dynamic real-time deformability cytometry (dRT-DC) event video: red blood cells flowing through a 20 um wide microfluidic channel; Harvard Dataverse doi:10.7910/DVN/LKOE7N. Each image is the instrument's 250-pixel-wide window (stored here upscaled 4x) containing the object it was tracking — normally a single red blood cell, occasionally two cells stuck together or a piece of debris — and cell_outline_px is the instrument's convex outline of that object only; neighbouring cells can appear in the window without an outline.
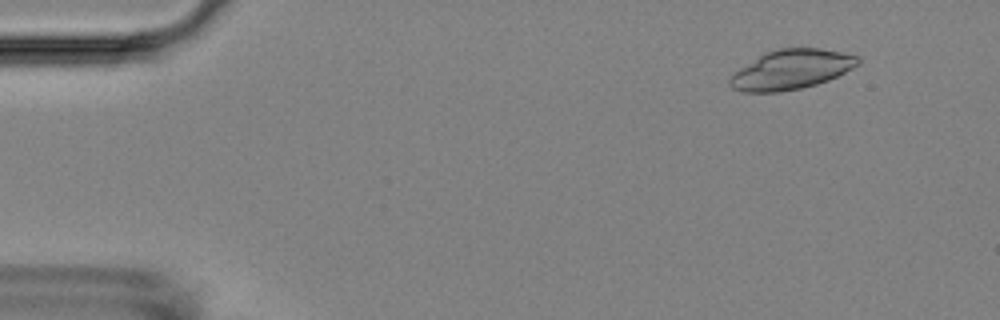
{"species": "Egyptian fruit bat (a non-hibernating species)", "species_latin": "Rousettus aegyptiacus", "temperature_condition": "room temperature", "stored_images_in_passage": 56, "camera_frame_rate_fps": 3000, "um_per_image_px": 0.085, "animal": {"sex": "female"}, "frame": {"image": 1, "passage_image": 6, "time_ms": 1.667, "image_size_px": [1000, 320], "cell_outline_px": [[860, 64], [828, 80], [816, 84], [800, 88], [780, 92], [744, 92], [732, 88], [728, 84], [728, 76], [732, 72], [764, 52], [776, 48], [820, 48], [860, 56]], "centroid_in_image_um": [67.2, 5.9], "position_along_channel_um": 17.8, "area_um2": 29.82}}
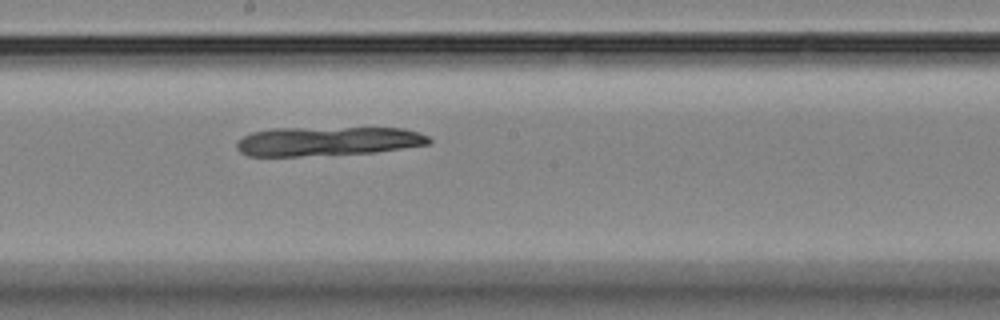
{"frame": {"image": 2, "passage_image": 31, "time_ms": 10.0, "image_size_px": [1000, 320], "cell_outline_px": [[432, 140], [428, 144], [376, 152], [300, 156], [248, 156], [240, 152], [236, 148], [236, 144], [244, 136], [252, 132], [272, 128], [404, 128], [428, 136]], "centroid_in_image_um": [27.82, 12.0], "position_along_channel_um": 220.4, "area_um2": 32.54}}
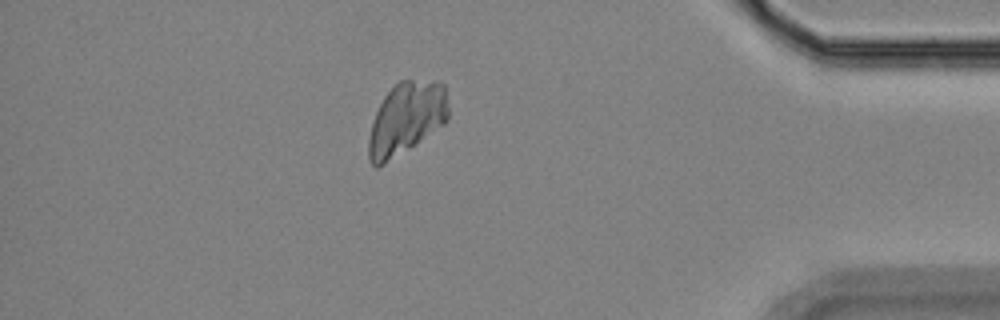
{"frame": {"image": 3, "passage_image": 49, "time_ms": 16.0, "image_size_px": [1000, 320], "cell_outline_px": [[448, 120], [444, 124], [384, 164], [376, 168], [368, 160], [368, 140], [372, 124], [376, 112], [384, 96], [400, 80], [412, 80], [444, 84], [448, 108]], "centroid_in_image_um": [34.51, 10.08], "position_along_channel_um": 400.7, "area_um2": 32.95}}